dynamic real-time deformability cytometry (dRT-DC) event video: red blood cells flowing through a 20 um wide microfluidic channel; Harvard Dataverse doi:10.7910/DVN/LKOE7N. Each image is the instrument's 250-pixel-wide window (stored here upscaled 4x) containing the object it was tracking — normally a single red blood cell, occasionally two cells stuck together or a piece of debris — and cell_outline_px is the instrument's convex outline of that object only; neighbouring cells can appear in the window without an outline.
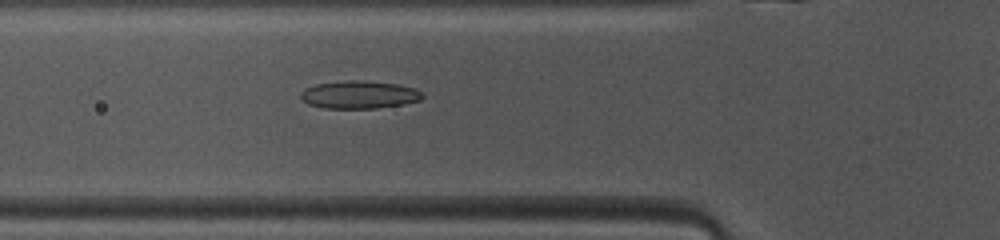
{"species": "common noctule bat (a hibernating species)", "species_latin": "Nyctalus noctula", "temperature_condition": "warm", "stored_images_in_passage": 47, "camera_frame_rate_fps": 3000, "um_per_image_px": 0.085, "animal": {"sex": "female", "body_mass_g": 10.0, "forearm_length_mm": 53.1}, "frame": {"image": 1, "passage_image": 15, "time_ms": 4.667, "image_size_px": [1000, 240], "cell_outline_px": [[424, 96], [420, 100], [404, 104], [376, 108], [324, 108], [308, 104], [300, 96], [300, 92], [304, 88], [316, 84], [348, 80], [360, 80], [400, 84], [416, 88]], "centroid_in_image_um": [30.54, 8.04], "position_along_channel_um": 95.3, "area_um2": 19.77}}
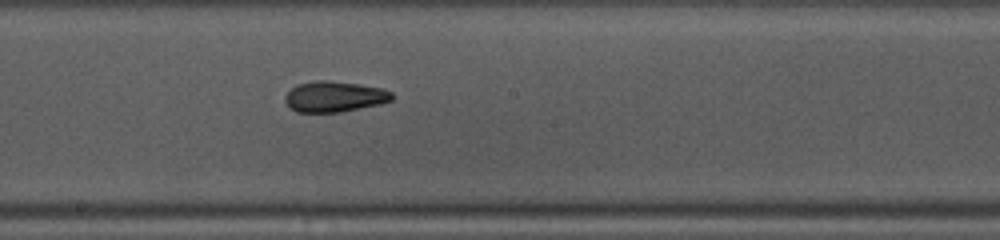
{"frame": {"image": 2, "passage_image": 24, "time_ms": 7.667, "image_size_px": [1000, 240], "cell_outline_px": [[392, 100], [380, 104], [340, 112], [296, 112], [288, 108], [284, 100], [284, 96], [292, 88], [300, 84], [316, 80], [328, 80], [384, 88], [392, 92]], "centroid_in_image_um": [28.4, 8.22], "position_along_channel_um": 219.8, "area_um2": 19.13}}
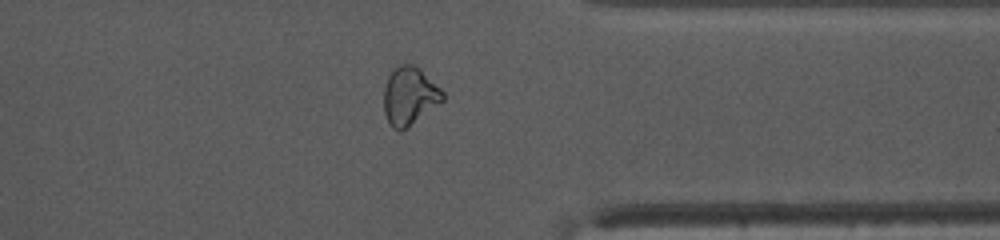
{"frame": {"image": 3, "passage_image": 36, "time_ms": 11.667, "image_size_px": [1000, 240], "cell_outline_px": [[444, 100], [400, 132], [392, 128], [384, 112], [384, 88], [388, 76], [400, 64], [412, 64], [420, 68], [444, 92]], "centroid_in_image_um": [34.8, 8.15], "position_along_channel_um": 376.6, "area_um2": 19.65}, "authors_computed_cell_mechanics": {"area_um2": 19.7676, "velocity_mm_per_s": 4.1222, "shape_relaxation_time_tau1_ms": 10.5706, "shape_relaxation_time_tau2_ms": 6.586, "deformation_change_tau1": 0.2424, "deformation_change_tau2": 0.1105}}